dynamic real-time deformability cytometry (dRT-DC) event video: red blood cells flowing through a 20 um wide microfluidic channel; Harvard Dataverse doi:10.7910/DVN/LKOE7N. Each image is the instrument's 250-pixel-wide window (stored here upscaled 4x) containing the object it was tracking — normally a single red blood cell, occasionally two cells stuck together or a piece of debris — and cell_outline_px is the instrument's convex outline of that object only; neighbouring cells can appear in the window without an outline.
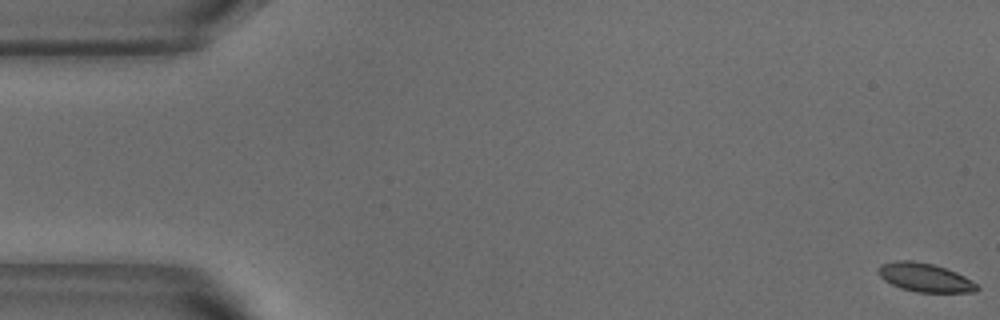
{"species": "common noctule bat (a hibernating species)", "species_latin": "Nyctalus noctula", "temperature_condition": "warm", "stored_images_in_passage": 55, "camera_frame_rate_fps": 3000, "um_per_image_px": 0.085, "animal": {"sex": "male", "body_mass_g": 18.8}, "frame": {"image": 1, "passage_image": 1, "time_ms": 0.0, "image_size_px": [1000, 320], "cell_outline_px": [[980, 288], [976, 292], [916, 292], [900, 288], [884, 280], [880, 276], [880, 264], [896, 260], [912, 260], [932, 264], [956, 272], [972, 280]], "centroid_in_image_um": [78.63, 23.59], "position_along_channel_um": 6.4, "area_um2": 16.36}}
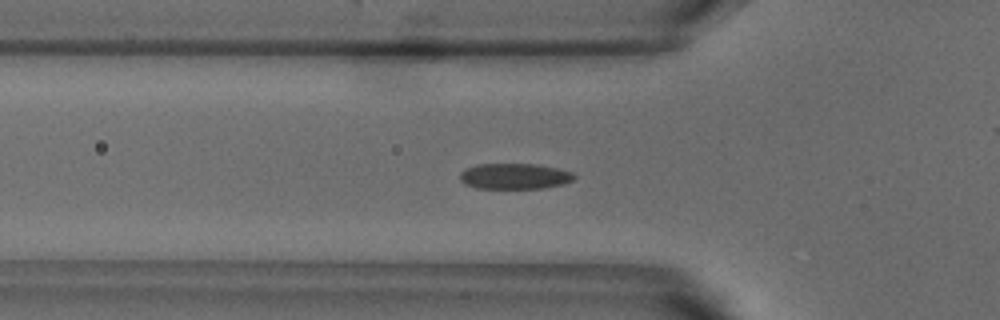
{"frame": {"image": 2, "passage_image": 18, "time_ms": 5.667, "image_size_px": [1000, 320], "cell_outline_px": [[576, 176], [572, 180], [564, 184], [544, 188], [476, 188], [464, 184], [460, 180], [460, 172], [464, 168], [476, 164], [536, 164], [556, 168], [572, 172]], "centroid_in_image_um": [43.7, 14.98], "position_along_channel_um": 82.1, "area_um2": 17.22}}
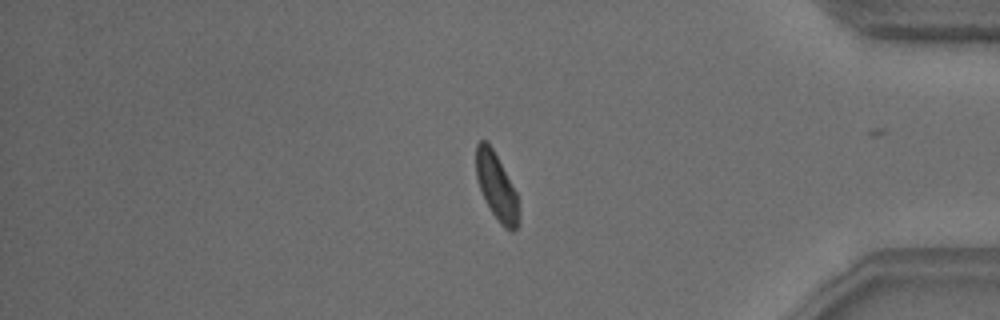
{"frame": {"image": 3, "passage_image": 45, "time_ms": 14.667, "image_size_px": [1000, 320], "cell_outline_px": [[520, 224], [512, 232], [504, 228], [500, 224], [492, 212], [480, 188], [476, 176], [476, 144], [480, 140], [488, 140], [516, 192], [520, 220]], "centroid_in_image_um": [42.21, 15.87], "position_along_channel_um": 393.0, "area_um2": 16.47}, "authors_computed_cell_mechanics": {"area_um2": 17.1088, "velocity_mm_per_s": 3.7716, "shape_relaxation_time_tau1_ms": 2.8599, "shape_relaxation_time_tau2_ms": 2.3675, "deformation_change_tau1": 0.0948, "deformation_change_tau2": 0.076}}